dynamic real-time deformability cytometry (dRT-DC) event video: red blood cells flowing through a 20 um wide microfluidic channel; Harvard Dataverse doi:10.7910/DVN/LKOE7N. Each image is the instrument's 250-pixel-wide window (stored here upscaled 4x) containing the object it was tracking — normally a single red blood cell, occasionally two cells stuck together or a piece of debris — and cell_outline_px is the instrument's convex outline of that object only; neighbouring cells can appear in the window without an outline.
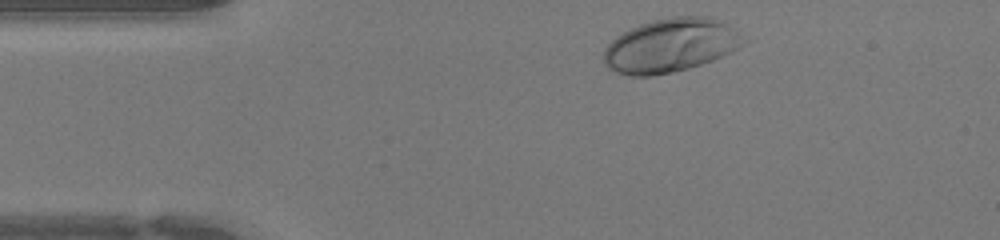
{"species": "human", "species_latin": "Homo sapiens", "temperature_condition": "warm", "stored_images_in_passage": 30, "camera_frame_rate_fps": 3000, "um_per_image_px": 0.085, "donor": {"sex": "female"}, "frame": {"image": 1, "passage_image": 1, "time_ms": 0.0, "image_size_px": [1000, 240], "cell_outline_px": [[748, 40], [736, 48], [712, 60], [688, 68], [672, 72], [652, 76], [628, 76], [616, 72], [608, 68], [604, 64], [604, 48], [616, 36], [640, 24], [652, 20], [668, 16], [708, 16], [720, 20], [736, 28]], "centroid_in_image_um": [56.99, 3.84], "position_along_channel_um": 28.0, "area_um2": 43.87}}
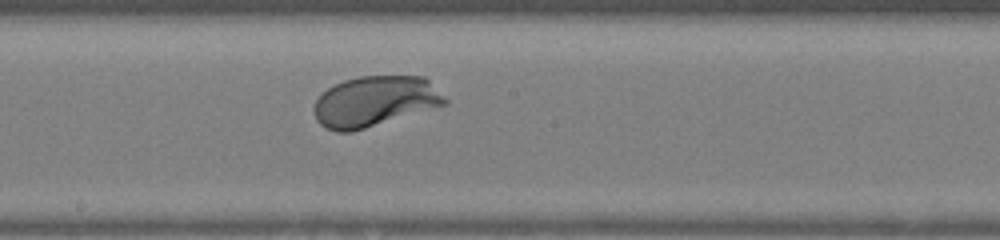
{"frame": {"image": 2, "passage_image": 17, "time_ms": 5.333, "image_size_px": [1000, 240], "cell_outline_px": [[448, 104], [352, 132], [336, 132], [320, 124], [316, 120], [312, 108], [316, 100], [328, 88], [344, 80], [360, 76], [424, 76], [448, 100]], "centroid_in_image_um": [31.85, 8.62], "position_along_channel_um": 216.3, "area_um2": 38.44}}
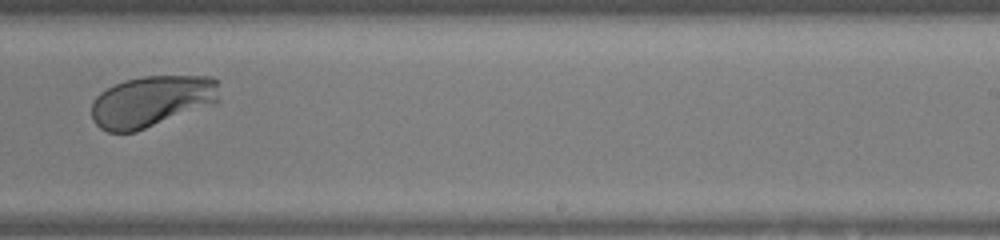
{"frame": {"image": 3, "passage_image": 21, "time_ms": 6.667, "image_size_px": [1000, 240], "cell_outline_px": [[220, 100], [216, 104], [136, 132], [108, 132], [100, 128], [92, 120], [92, 100], [100, 92], [124, 80], [144, 76], [212, 76], [216, 80]], "centroid_in_image_um": [12.91, 8.62], "position_along_channel_um": 276.1, "area_um2": 38.61}}